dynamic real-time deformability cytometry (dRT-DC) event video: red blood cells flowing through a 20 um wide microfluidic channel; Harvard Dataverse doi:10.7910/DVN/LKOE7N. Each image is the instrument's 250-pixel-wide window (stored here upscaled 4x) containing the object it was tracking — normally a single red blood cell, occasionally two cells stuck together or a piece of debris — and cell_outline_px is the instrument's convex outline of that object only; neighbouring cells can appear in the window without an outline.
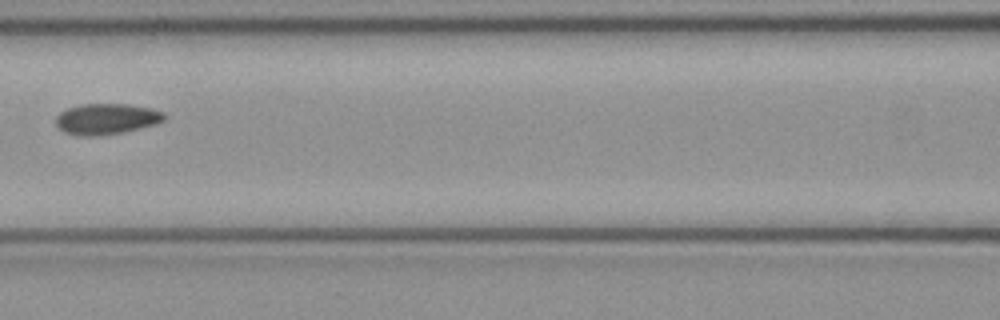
{"species": "common noctule bat (a hibernating species)", "species_latin": "Nyctalus noctula", "temperature_condition": "cold", "stored_images_in_passage": 3, "camera_frame_rate_fps": 3000, "um_per_image_px": 0.085, "animal": {"sex": "female", "body_mass_g": 21.9}, "frame": {"image": 1, "passage_image": 3, "time_ms": 0.667, "image_size_px": [1000, 320], "cell_outline_px": [[164, 120], [156, 124], [124, 132], [96, 136], [76, 136], [64, 132], [56, 128], [56, 116], [60, 112], [68, 108], [80, 104], [128, 104], [152, 108], [164, 112]], "centroid_in_image_um": [9.02, 10.11], "position_along_channel_um": 157.6, "area_um2": 19.71}}